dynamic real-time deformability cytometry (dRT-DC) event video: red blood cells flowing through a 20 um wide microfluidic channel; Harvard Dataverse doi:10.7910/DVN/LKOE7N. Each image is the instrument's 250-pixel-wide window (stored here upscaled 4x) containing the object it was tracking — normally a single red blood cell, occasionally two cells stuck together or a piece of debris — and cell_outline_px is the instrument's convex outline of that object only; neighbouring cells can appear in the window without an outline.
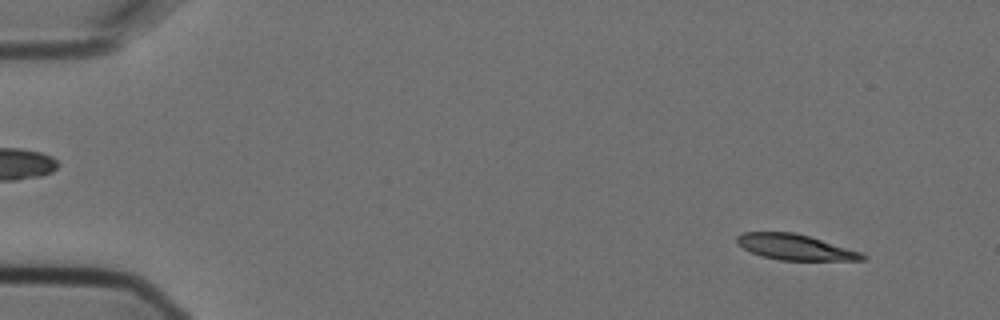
{"species": "Egyptian fruit bat (a non-hibernating species)", "species_latin": "Rousettus aegyptiacus", "temperature_condition": "cold", "stored_images_in_passage": 5, "camera_frame_rate_fps": 3000, "um_per_image_px": 0.085, "animal": {"sex": "female"}, "frame": {"image": 1, "passage_image": 1, "time_ms": 0.0, "image_size_px": [1000, 320], "cell_outline_px": [[868, 256], [864, 260], [780, 260], [764, 256], [752, 252], [736, 244], [736, 236], [744, 232], [796, 232], [860, 252]], "centroid_in_image_um": [67.56, 21.0], "position_along_channel_um": 17.4, "area_um2": 18.5}}
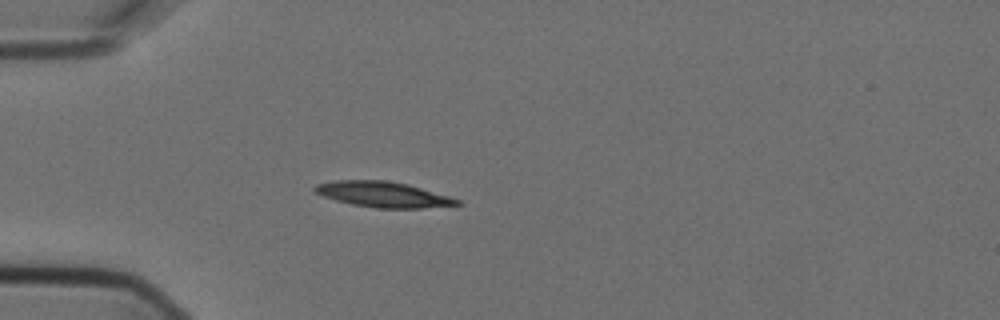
{"frame": {"image": 2, "passage_image": 4, "time_ms": 1.0, "image_size_px": [1000, 320], "cell_outline_px": [[464, 204], [424, 208], [376, 208], [352, 204], [336, 200], [324, 196], [316, 192], [312, 188], [316, 184], [336, 180], [384, 180], [408, 184], [448, 196], [460, 200]], "centroid_in_image_um": [32.57, 16.52], "position_along_channel_um": 52.4, "area_um2": 21.04}}